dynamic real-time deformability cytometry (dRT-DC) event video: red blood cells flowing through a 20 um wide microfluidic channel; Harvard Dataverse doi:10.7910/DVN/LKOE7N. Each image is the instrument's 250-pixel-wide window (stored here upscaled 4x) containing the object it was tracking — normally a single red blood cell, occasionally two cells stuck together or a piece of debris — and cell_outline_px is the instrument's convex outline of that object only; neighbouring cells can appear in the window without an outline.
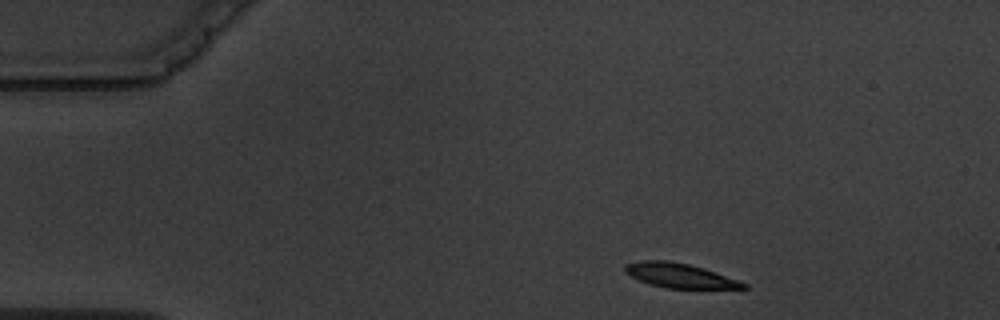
{"species": "common noctule bat (a hibernating species)", "species_latin": "Nyctalus noctula", "temperature_condition": "warm", "stored_images_in_passage": 3, "camera_frame_rate_fps": 3000, "um_per_image_px": 0.085, "animal": {"sex": "male", "body_mass_g": 19.5, "forearm_length_mm": 54.6}, "frame": {"image": 1, "passage_image": 1, "time_ms": 0.0, "image_size_px": [1000, 320], "cell_outline_px": [[748, 288], [664, 288], [640, 280], [624, 272], [624, 264], [640, 260], [668, 260], [688, 264], [704, 268], [748, 284]], "centroid_in_image_um": [57.74, 23.41], "position_along_channel_um": 27.3, "area_um2": 16.7}}